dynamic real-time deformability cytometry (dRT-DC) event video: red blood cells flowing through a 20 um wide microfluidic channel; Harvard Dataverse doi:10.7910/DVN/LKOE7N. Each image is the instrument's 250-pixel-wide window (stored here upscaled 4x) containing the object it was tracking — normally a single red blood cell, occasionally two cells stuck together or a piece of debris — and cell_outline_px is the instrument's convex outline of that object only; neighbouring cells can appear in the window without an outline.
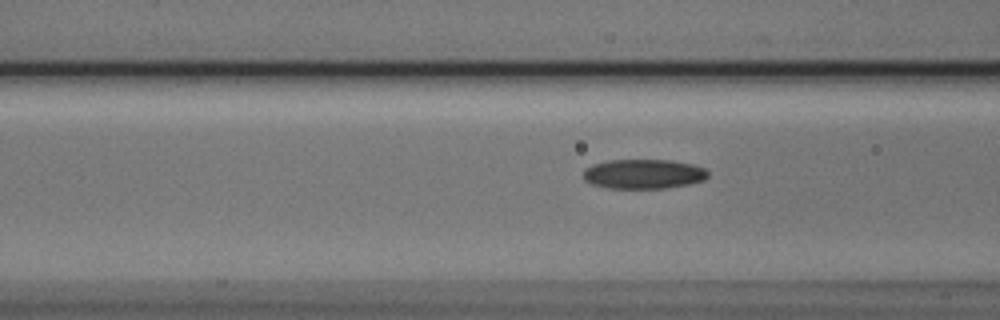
{"species": "Egyptian fruit bat (a non-hibernating species)", "species_latin": "Rousettus aegyptiacus", "temperature_condition": "cold", "stored_images_in_passage": 6, "camera_frame_rate_fps": 3000, "um_per_image_px": 0.085, "animal": {"sex": "male"}, "frame": {"image": 1, "passage_image": 5, "time_ms": 1.333, "image_size_px": [1000, 320], "cell_outline_px": [[708, 176], [704, 180], [688, 184], [664, 188], [608, 188], [592, 184], [584, 180], [584, 168], [592, 164], [608, 160], [672, 160], [692, 164], [704, 168], [708, 172]], "centroid_in_image_um": [54.68, 14.78], "position_along_channel_um": 111.9, "area_um2": 21.5}}